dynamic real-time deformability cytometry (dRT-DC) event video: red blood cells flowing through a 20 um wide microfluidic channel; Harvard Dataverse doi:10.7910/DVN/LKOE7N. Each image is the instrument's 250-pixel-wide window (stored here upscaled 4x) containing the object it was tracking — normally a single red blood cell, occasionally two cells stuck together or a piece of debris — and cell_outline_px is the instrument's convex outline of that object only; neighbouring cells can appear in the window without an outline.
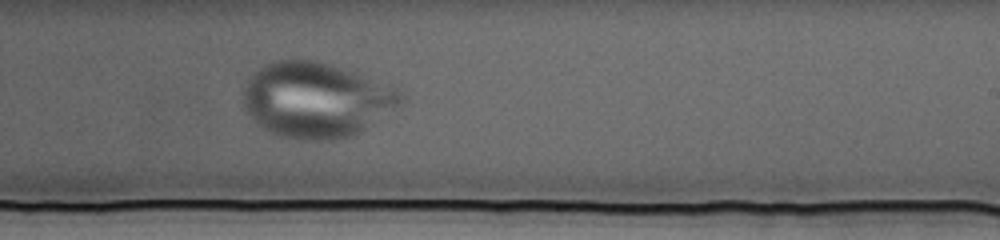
{"species": "human", "species_latin": "Homo sapiens", "temperature_condition": "cold", "stored_images_in_passage": 70, "camera_frame_rate_fps": 3000, "um_per_image_px": 0.085, "donor": {"sex": "female"}, "frame": {"image": 1, "passage_image": 43, "time_ms": 14.0, "image_size_px": [1000, 240], "cell_outline_px": [[404, 104], [360, 132], [352, 136], [336, 140], [296, 140], [276, 136], [256, 124], [244, 108], [244, 84], [248, 76], [264, 64], [272, 60], [316, 60], [356, 68], [404, 88]], "centroid_in_image_um": [26.99, 8.45], "position_along_channel_um": 262.0, "area_um2": 71.85}}